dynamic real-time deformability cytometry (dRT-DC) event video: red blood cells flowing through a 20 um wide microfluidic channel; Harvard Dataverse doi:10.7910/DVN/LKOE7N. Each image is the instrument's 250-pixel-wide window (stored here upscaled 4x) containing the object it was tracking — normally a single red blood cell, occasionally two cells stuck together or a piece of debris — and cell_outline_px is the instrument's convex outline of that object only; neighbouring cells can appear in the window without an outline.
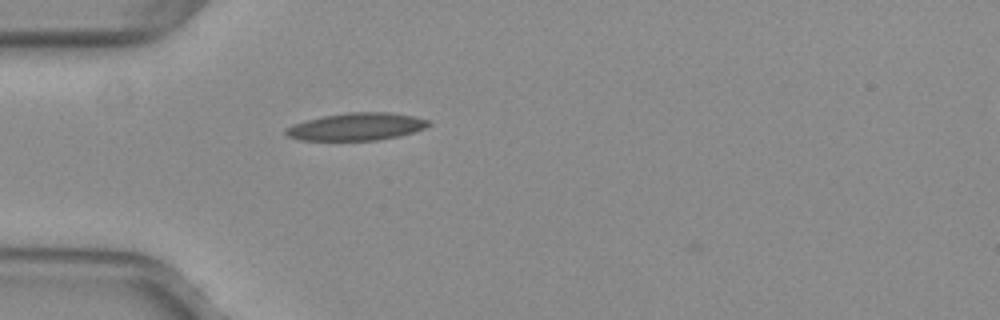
{"species": "common noctule bat (a hibernating species)", "species_latin": "Nyctalus noctula", "temperature_condition": "warm", "stored_images_in_passage": 2, "camera_frame_rate_fps": 3000, "um_per_image_px": 0.085, "animal": {"sex": "female", "body_mass_g": 29.2, "forearm_length_mm": 56.3}, "frame": {"image": 1, "passage_image": 1, "time_ms": 0.0, "image_size_px": [1000, 320], "cell_outline_px": [[432, 124], [424, 128], [400, 136], [380, 140], [300, 140], [288, 136], [284, 132], [284, 128], [292, 124], [304, 120], [324, 116], [348, 112], [388, 112], [412, 116], [428, 120]], "centroid_in_image_um": [30.27, 10.77], "position_along_channel_um": 54.7, "area_um2": 22.89}}